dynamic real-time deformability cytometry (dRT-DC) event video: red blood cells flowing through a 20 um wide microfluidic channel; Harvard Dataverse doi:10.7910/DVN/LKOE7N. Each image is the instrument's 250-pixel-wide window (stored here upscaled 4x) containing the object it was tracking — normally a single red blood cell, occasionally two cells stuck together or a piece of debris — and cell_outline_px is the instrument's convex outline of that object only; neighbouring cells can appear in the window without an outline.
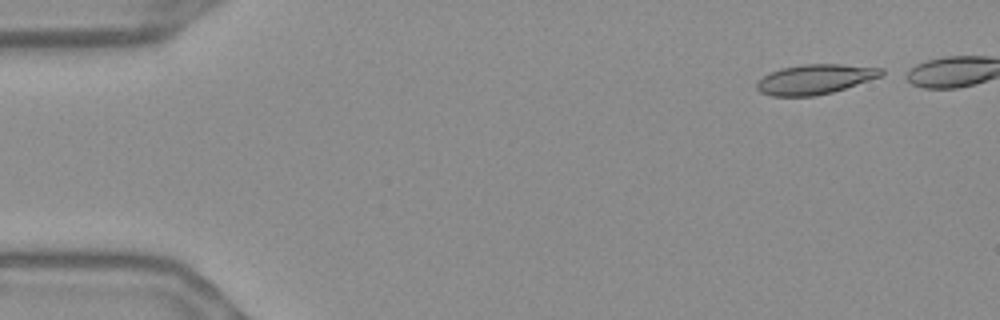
{"species": "Egyptian fruit bat (a non-hibernating species)", "species_latin": "Rousettus aegyptiacus", "temperature_condition": "warm", "stored_images_in_passage": 5, "camera_frame_rate_fps": 3000, "um_per_image_px": 0.085, "frame": {"image": 1, "passage_image": 1, "time_ms": 0.0, "image_size_px": [1000, 320], "cell_outline_px": [[884, 72], [880, 76], [832, 92], [816, 96], [772, 96], [760, 92], [756, 88], [756, 84], [764, 76], [780, 68], [804, 64], [840, 64], [884, 68]], "centroid_in_image_um": [69.26, 6.73], "position_along_channel_um": 15.7, "area_um2": 21.39}}